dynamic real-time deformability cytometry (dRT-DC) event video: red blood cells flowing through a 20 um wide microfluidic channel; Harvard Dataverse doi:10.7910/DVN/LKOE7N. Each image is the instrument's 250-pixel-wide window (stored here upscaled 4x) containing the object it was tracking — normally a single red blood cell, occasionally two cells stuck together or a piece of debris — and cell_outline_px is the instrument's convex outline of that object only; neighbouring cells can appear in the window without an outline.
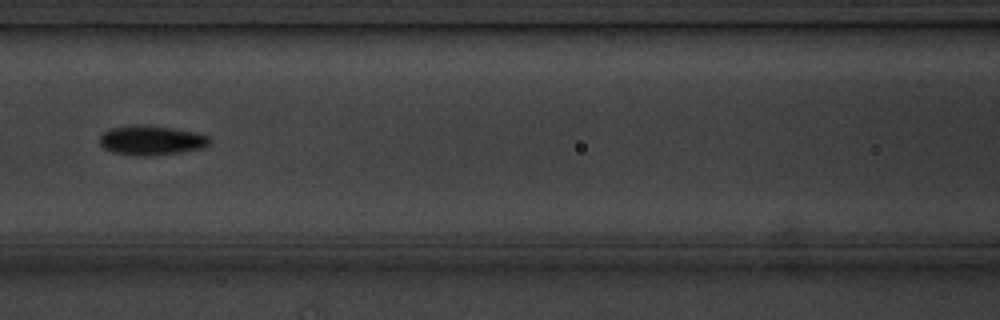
{"species": "common noctule bat (a hibernating species)", "species_latin": "Nyctalus noctula", "temperature_condition": "cold", "stored_images_in_passage": 12, "camera_frame_rate_fps": 3000, "um_per_image_px": 0.085, "animal": {"sex": "male", "body_mass_g": 20.1, "forearm_length_mm": 53.5}, "frame": {"image": 1, "passage_image": 4, "time_ms": 3.667, "image_size_px": [1000, 320], "cell_outline_px": [[212, 140], [204, 148], [180, 152], [152, 156], [136, 156], [112, 152], [104, 148], [100, 144], [100, 136], [104, 132], [112, 128], [128, 124], [148, 124], [196, 132], [208, 136]], "centroid_in_image_um": [12.86, 11.92], "position_along_channel_um": 153.7, "area_um2": 19.25}, "authors_computed_cell_mechanics": {"area_um2": 17.8602, "velocity_mm_per_s": 3.5586, "shape_relaxation_time_tau1_ms": 0.7906, "shape_relaxation_time_tau2_ms": null, "deformation_change_tau1": 0.0568, "deformation_change_tau2": null}}